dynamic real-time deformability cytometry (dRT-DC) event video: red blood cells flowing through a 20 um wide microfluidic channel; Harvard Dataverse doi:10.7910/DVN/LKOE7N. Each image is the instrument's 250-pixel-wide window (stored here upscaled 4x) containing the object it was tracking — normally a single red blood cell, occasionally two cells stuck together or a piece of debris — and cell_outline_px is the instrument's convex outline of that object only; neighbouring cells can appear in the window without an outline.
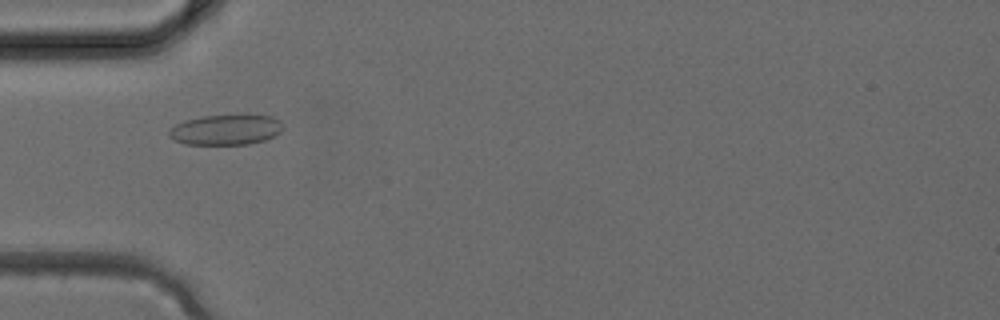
{"species": "common noctule bat (a hibernating species)", "species_latin": "Nyctalus noctula", "temperature_condition": "cold", "stored_images_in_passage": 4, "camera_frame_rate_fps": 3000, "um_per_image_px": 0.085, "animal": {"sex": "female", "body_mass_g": 24.6, "forearm_length_mm": 56.2}, "frame": {"image": 1, "passage_image": 4, "time_ms": 1.0, "image_size_px": [1000, 320], "cell_outline_px": [[284, 128], [276, 136], [264, 140], [248, 144], [184, 144], [168, 136], [168, 132], [176, 124], [188, 120], [204, 116], [244, 112], [272, 116], [280, 120]], "centroid_in_image_um": [19.29, 10.98], "position_along_channel_um": 65.7, "area_um2": 20.75}}